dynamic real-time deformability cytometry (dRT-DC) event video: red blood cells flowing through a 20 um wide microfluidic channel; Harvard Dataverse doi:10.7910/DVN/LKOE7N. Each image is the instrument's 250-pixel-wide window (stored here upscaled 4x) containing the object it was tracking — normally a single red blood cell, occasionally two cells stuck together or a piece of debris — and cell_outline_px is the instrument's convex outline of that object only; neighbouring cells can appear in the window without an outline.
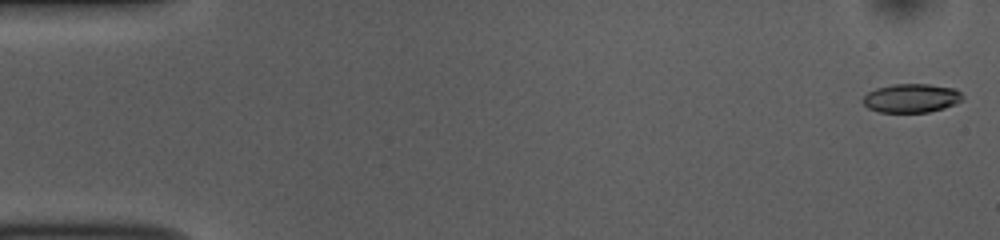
{"species": "common noctule bat (a hibernating species)", "species_latin": "Nyctalus noctula", "temperature_condition": "room temperature", "stored_images_in_passage": 52, "camera_frame_rate_fps": 3000, "um_per_image_px": 0.085, "animal": {"sex": "female", "body_mass_g": 10.0, "forearm_length_mm": 53.1}, "frame": {"image": 1, "passage_image": 1, "time_ms": 0.0, "image_size_px": [1000, 240], "cell_outline_px": [[964, 100], [956, 104], [944, 108], [928, 112], [880, 112], [868, 108], [860, 100], [868, 92], [876, 88], [892, 84], [928, 84], [956, 88], [964, 96]], "centroid_in_image_um": [77.49, 8.34], "position_along_channel_um": 7.5, "area_um2": 16.94}}
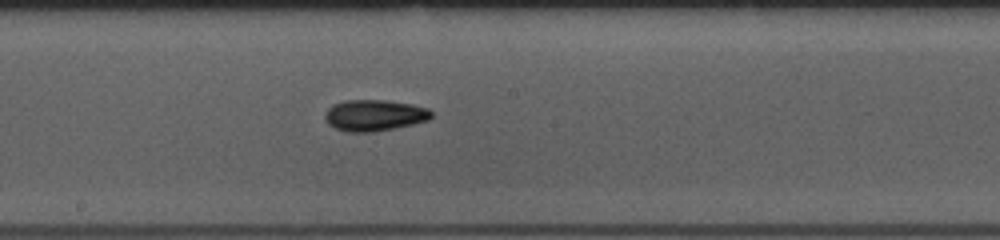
{"frame": {"image": 2, "passage_image": 28, "time_ms": 9.0, "image_size_px": [1000, 240], "cell_outline_px": [[432, 116], [428, 120], [412, 124], [372, 132], [348, 132], [336, 128], [328, 124], [324, 120], [324, 116], [328, 108], [332, 104], [344, 100], [388, 100], [412, 104], [428, 108], [432, 112]], "centroid_in_image_um": [31.8, 9.79], "position_along_channel_um": 216.4, "area_um2": 19.42}}
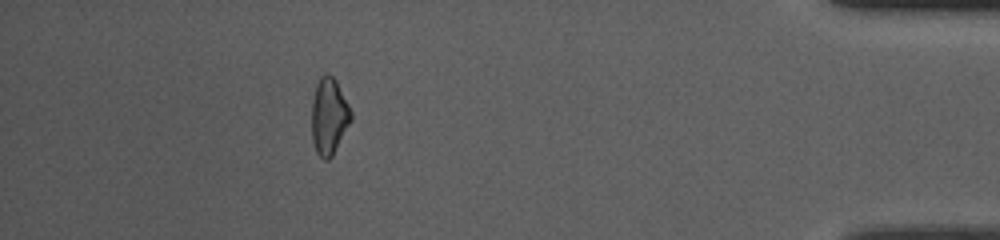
{"frame": {"image": 3, "passage_image": 47, "time_ms": 15.333, "image_size_px": [1000, 240], "cell_outline_px": [[352, 120], [332, 156], [328, 160], [324, 160], [316, 152], [312, 140], [312, 100], [316, 84], [320, 76], [328, 72], [336, 80], [352, 112]], "centroid_in_image_um": [27.96, 9.87], "position_along_channel_um": 407.2, "area_um2": 17.63}, "authors_computed_cell_mechanics": {"area_um2": 17.918, "velocity_mm_per_s": 3.825, "shape_relaxation_time_tau1_ms": 3.6534, "shape_relaxation_time_tau2_ms": 4.2223, "deformation_change_tau1": 0.1426, "deformation_change_tau2": 0.1108}}